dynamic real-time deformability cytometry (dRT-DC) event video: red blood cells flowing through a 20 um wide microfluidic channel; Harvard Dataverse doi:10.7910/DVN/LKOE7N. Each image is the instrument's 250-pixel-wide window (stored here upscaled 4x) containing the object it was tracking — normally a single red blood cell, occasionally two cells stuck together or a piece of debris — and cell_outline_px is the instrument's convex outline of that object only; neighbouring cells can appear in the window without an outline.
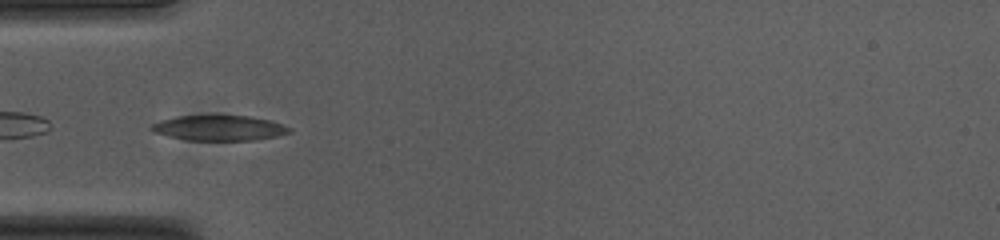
{"species": "common noctule bat (a hibernating species)", "species_latin": "Nyctalus noctula", "temperature_condition": "cold", "stored_images_in_passage": 47, "camera_frame_rate_fps": 3000, "um_per_image_px": 0.085, "animal": {"sex": "female", "body_mass_g": 23.0, "forearm_length_mm": 53.4}, "frame": {"image": 1, "passage_image": 9, "time_ms": 2.667, "image_size_px": [1000, 240], "cell_outline_px": [[292, 132], [276, 136], [256, 140], [188, 140], [168, 136], [156, 132], [148, 128], [152, 124], [160, 120], [176, 116], [248, 116], [268, 120], [292, 128]], "centroid_in_image_um": [18.62, 10.88], "position_along_channel_um": 66.4, "area_um2": 20.06}}
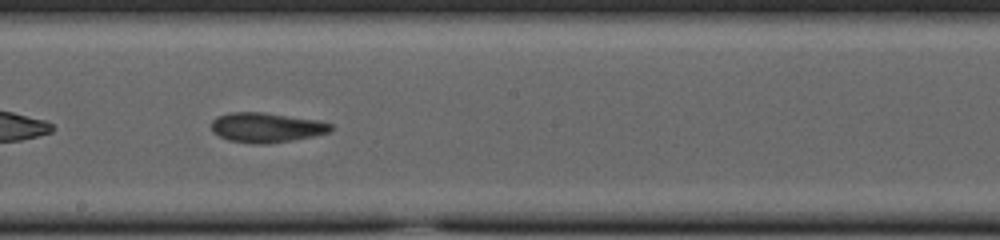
{"frame": {"image": 2, "passage_image": 22, "time_ms": 7.0, "image_size_px": [1000, 240], "cell_outline_px": [[332, 132], [292, 140], [268, 144], [256, 144], [228, 140], [212, 132], [212, 120], [216, 116], [228, 112], [264, 112], [320, 120], [332, 124]], "centroid_in_image_um": [22.65, 10.83], "position_along_channel_um": 225.6, "area_um2": 20.92}}
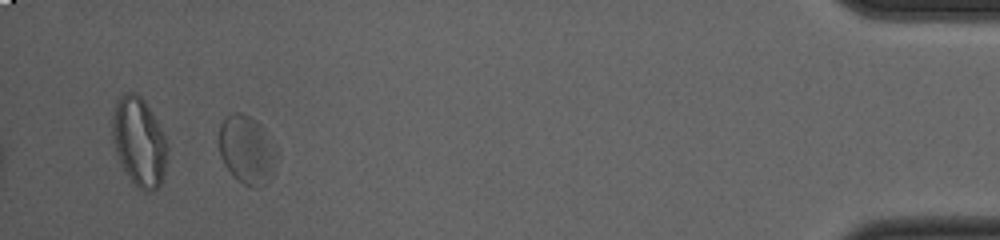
{"frame": {"image": 3, "passage_image": 43, "time_ms": 14.0, "image_size_px": [1000, 240], "cell_outline_px": [[272, 176], [260, 188], [252, 188], [244, 184], [224, 164], [220, 156], [220, 124], [224, 116], [232, 112], [240, 112], [256, 120], [260, 124], [268, 148], [272, 164]], "centroid_in_image_um": [20.84, 12.71], "position_along_channel_um": 414.4, "area_um2": 21.33}, "authors_computed_cell_mechanics": {"area_um2": 21.2126, "velocity_mm_per_s": 3.6753, "shape_relaxation_time_tau1_ms": 4.1683, "shape_relaxation_time_tau2_ms": 2.0215, "deformation_change_tau1": 0.1306, "deformation_change_tau2": 0.0723}}